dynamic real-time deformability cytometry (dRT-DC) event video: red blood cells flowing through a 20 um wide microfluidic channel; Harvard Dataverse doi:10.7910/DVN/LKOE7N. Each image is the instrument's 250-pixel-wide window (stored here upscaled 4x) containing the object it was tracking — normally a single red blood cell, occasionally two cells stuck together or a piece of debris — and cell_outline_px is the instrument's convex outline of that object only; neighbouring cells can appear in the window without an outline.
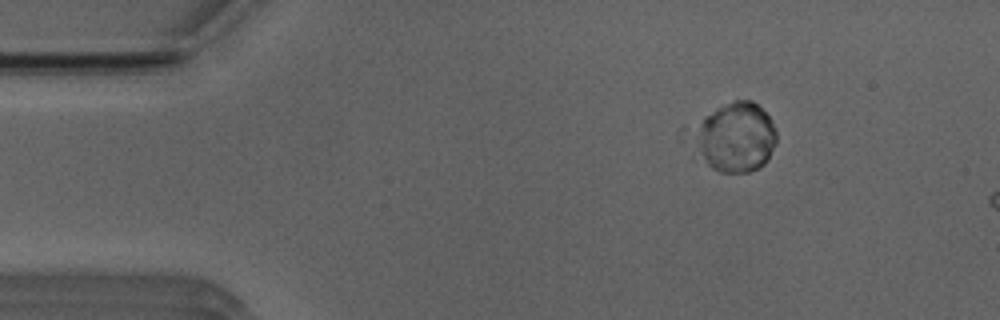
{"species": "Egyptian fruit bat (a non-hibernating species)", "species_latin": "Rousettus aegyptiacus", "temperature_condition": "room temperature", "stored_images_in_passage": 7, "camera_frame_rate_fps": 3000, "um_per_image_px": 0.085, "animal": {"sex": "male"}, "frame": {"image": 1, "passage_image": 2, "time_ms": 0.333, "image_size_px": [1000, 320], "cell_outline_px": [[776, 144], [764, 164], [760, 168], [748, 172], [720, 172], [712, 168], [700, 160], [696, 128], [696, 124], [704, 116], [716, 108], [724, 104], [736, 100], [752, 100], [768, 116], [776, 132]], "centroid_in_image_um": [62.54, 11.67], "position_along_channel_um": 22.5, "area_um2": 33.06}}